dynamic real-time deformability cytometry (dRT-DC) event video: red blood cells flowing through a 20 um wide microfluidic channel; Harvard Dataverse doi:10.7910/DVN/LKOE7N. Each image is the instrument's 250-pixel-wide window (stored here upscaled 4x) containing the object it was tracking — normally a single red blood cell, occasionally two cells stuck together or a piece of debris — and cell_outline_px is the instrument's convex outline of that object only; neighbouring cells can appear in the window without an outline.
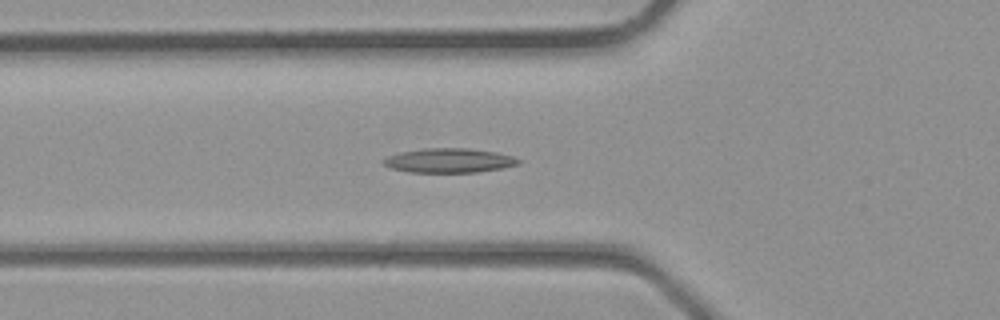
{"species": "common noctule bat (a hibernating species)", "species_latin": "Nyctalus noctula", "temperature_condition": "room temperature", "stored_images_in_passage": 28, "camera_frame_rate_fps": 3000, "um_per_image_px": 0.085, "animal": {"sex": "male", "body_mass_g": 23.1, "forearm_length_mm": 52.7}, "frame": {"image": 1, "passage_image": 4, "time_ms": 1.0, "image_size_px": [1000, 320], "cell_outline_px": [[520, 164], [504, 168], [476, 172], [408, 172], [392, 168], [380, 164], [380, 160], [388, 156], [400, 152], [420, 148], [468, 148], [496, 152], [512, 156], [520, 160]], "centroid_in_image_um": [38.13, 13.64], "position_along_channel_um": 87.7, "area_um2": 19.36}}
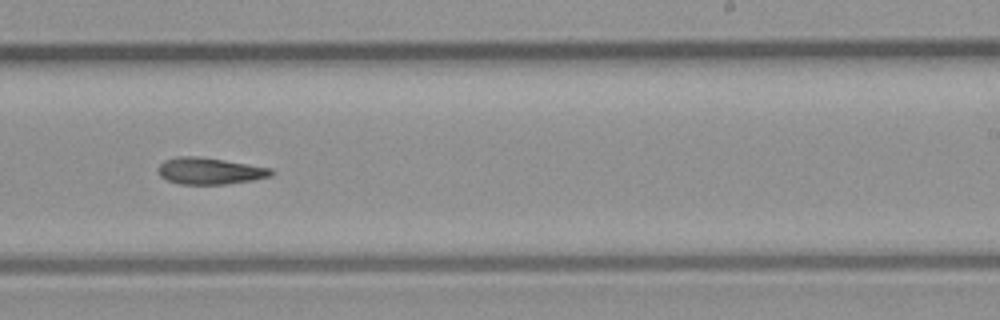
{"frame": {"image": 2, "passage_image": 14, "time_ms": 4.333, "image_size_px": [1000, 320], "cell_outline_px": [[276, 172], [272, 176], [252, 180], [228, 184], [180, 184], [168, 180], [160, 176], [156, 172], [156, 168], [164, 160], [176, 156], [196, 156], [224, 160], [272, 168]], "centroid_in_image_um": [17.82, 14.53], "position_along_channel_um": 271.2, "area_um2": 17.74}}
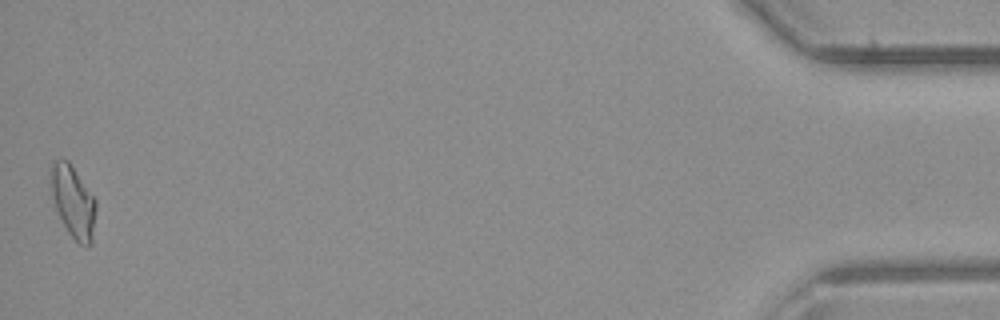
{"frame": {"image": 3, "passage_image": 28, "time_ms": 9.0, "image_size_px": [1000, 320], "cell_outline_px": [[96, 208], [92, 244], [88, 248], [80, 244], [68, 232], [56, 208], [52, 196], [52, 160], [68, 160], [96, 200]], "centroid_in_image_um": [6.26, 17.18], "position_along_channel_um": 428.9, "area_um2": 18.5}}